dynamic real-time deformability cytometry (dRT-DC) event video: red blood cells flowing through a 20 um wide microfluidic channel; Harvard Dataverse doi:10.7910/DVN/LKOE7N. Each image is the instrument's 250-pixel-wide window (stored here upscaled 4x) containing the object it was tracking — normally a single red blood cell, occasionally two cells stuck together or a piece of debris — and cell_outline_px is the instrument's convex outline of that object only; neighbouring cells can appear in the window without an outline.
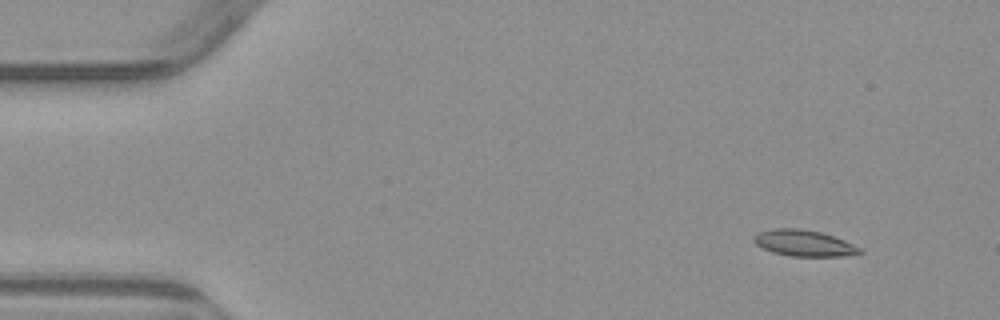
{"species": "common noctule bat (a hibernating species)", "species_latin": "Nyctalus noctula", "temperature_condition": "warm", "stored_images_in_passage": 4, "camera_frame_rate_fps": 3000, "um_per_image_px": 0.085, "animal": {"sex": "male", "body_mass_g": 23.1, "forearm_length_mm": 52.7}, "frame": {"image": 1, "passage_image": 2, "time_ms": 1.333, "image_size_px": [1000, 320], "cell_outline_px": [[864, 252], [860, 256], [792, 256], [772, 252], [756, 244], [752, 240], [752, 236], [756, 232], [772, 228], [800, 228], [820, 232], [844, 240], [860, 248]], "centroid_in_image_um": [68.34, 20.67], "position_along_channel_um": 16.7, "area_um2": 16.42}}